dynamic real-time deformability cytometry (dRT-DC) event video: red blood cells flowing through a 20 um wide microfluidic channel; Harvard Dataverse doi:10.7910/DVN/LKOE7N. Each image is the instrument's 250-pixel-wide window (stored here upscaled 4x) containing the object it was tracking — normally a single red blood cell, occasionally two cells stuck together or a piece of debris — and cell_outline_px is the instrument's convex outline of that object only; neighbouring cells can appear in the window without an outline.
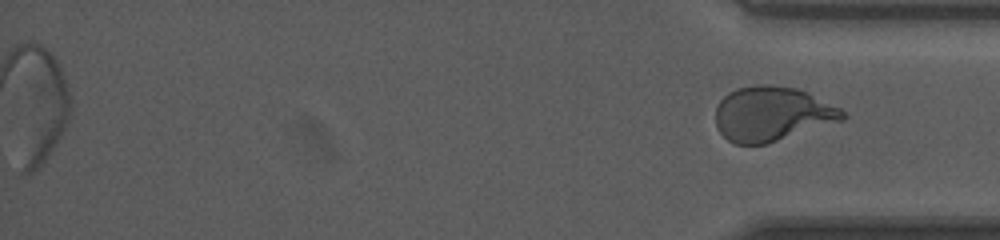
{"species": "human", "species_latin": "Homo sapiens", "temperature_condition": "room temperature", "stored_images_in_passage": 52, "segment_of_instrument_passage": [2, 2], "camera_frame_rate_fps": 3000, "um_per_image_px": 0.085, "donor": {"sex": "female"}, "frame": {"image": 1, "passage_image": 52, "time_ms": 17.0, "image_size_px": [1000, 240], "cell_outline_px": [[848, 116], [844, 120], [768, 144], [736, 144], [728, 140], [716, 128], [716, 108], [720, 100], [728, 92], [736, 88], [756, 84], [768, 84], [796, 88], [808, 92], [840, 108]], "centroid_in_image_um": [65.63, 9.68], "position_along_channel_um": 369.6, "area_um2": 40.75}}